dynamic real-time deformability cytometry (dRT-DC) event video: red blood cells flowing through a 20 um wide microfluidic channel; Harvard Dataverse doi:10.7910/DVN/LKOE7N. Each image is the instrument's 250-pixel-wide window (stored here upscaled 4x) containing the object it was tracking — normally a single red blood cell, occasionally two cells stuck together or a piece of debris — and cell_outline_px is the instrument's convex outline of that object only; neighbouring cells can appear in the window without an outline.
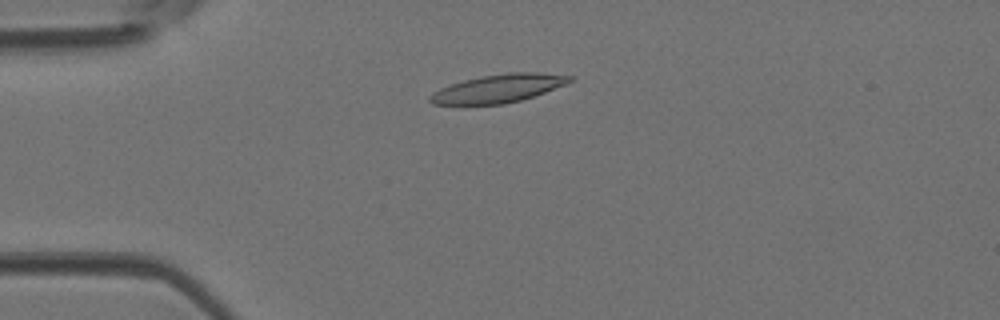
{"species": "Egyptian fruit bat (a non-hibernating species)", "species_latin": "Rousettus aegyptiacus", "temperature_condition": "room temperature", "stored_images_in_passage": 34, "camera_frame_rate_fps": 3000, "um_per_image_px": 0.085, "animal": {"sex": "female"}, "frame": {"image": 1, "passage_image": 5, "time_ms": 1.333, "image_size_px": [1000, 320], "cell_outline_px": [[572, 80], [568, 84], [520, 100], [504, 104], [432, 104], [428, 100], [428, 96], [432, 92], [440, 88], [464, 80], [480, 76], [508, 72], [540, 72], [572, 76]], "centroid_in_image_um": [42.35, 7.51], "position_along_channel_um": 42.6, "area_um2": 22.89}}
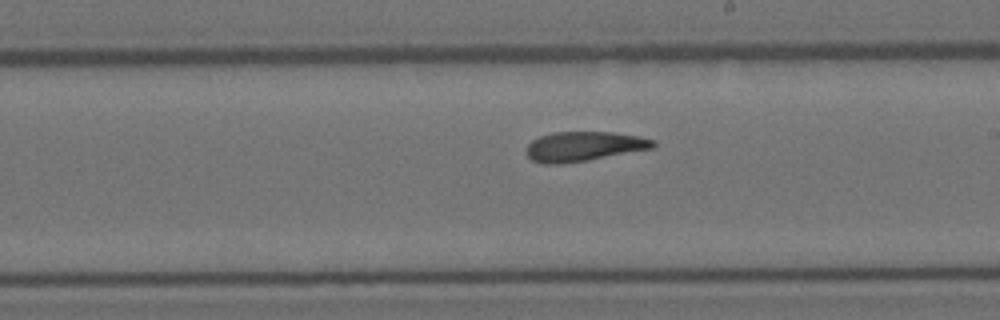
{"frame": {"image": 2, "passage_image": 20, "time_ms": 6.333, "image_size_px": [1000, 320], "cell_outline_px": [[656, 144], [652, 148], [588, 160], [560, 164], [544, 164], [532, 160], [524, 152], [524, 148], [532, 140], [540, 136], [552, 132], [612, 132], [640, 136], [656, 140]], "centroid_in_image_um": [49.59, 12.44], "position_along_channel_um": 239.4, "area_um2": 22.02}}
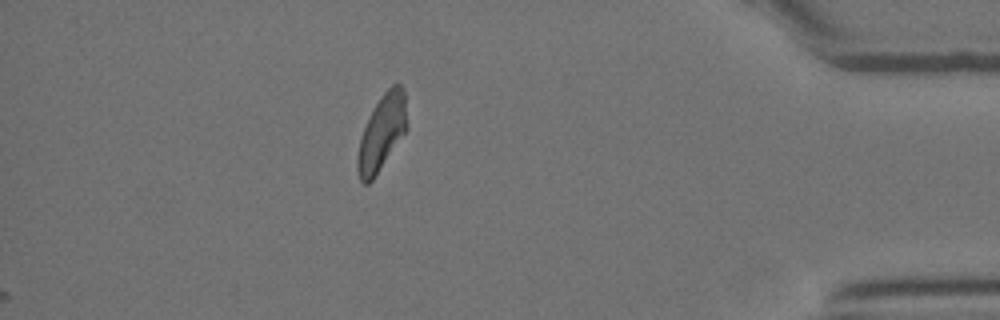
{"frame": {"image": 3, "passage_image": 34, "time_ms": 11.0, "image_size_px": [1000, 320], "cell_outline_px": [[408, 128], [372, 180], [368, 184], [364, 184], [360, 180], [356, 168], [356, 160], [360, 140], [364, 128], [380, 96], [392, 84], [400, 84], [404, 92], [408, 124]], "centroid_in_image_um": [32.46, 11.28], "position_along_channel_um": 402.7, "area_um2": 21.44}}